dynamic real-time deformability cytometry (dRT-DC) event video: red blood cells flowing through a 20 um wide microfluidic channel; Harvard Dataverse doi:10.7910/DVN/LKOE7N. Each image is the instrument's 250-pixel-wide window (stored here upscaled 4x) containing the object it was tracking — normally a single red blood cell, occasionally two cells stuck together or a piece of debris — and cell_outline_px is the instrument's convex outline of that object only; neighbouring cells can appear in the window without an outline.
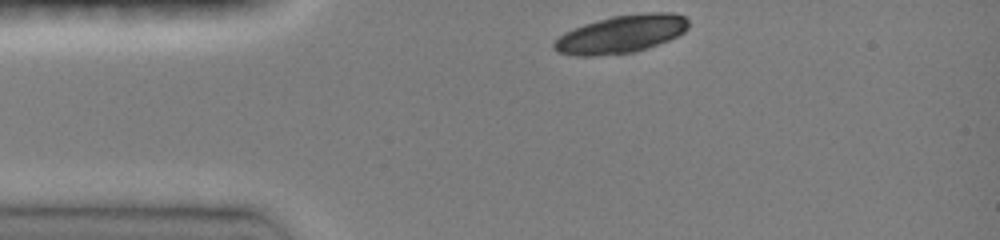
{"species": "common noctule bat (a hibernating species)", "species_latin": "Nyctalus noctula", "temperature_condition": "room temperature", "stored_images_in_passage": 32, "camera_frame_rate_fps": 3000, "um_per_image_px": 0.085, "animal": {"sex": "female", "body_mass_g": 19.0, "forearm_length_mm": 51.5}, "frame": {"image": 1, "passage_image": 1, "time_ms": 0.0, "image_size_px": [1000, 240], "cell_outline_px": [[688, 28], [684, 32], [668, 40], [648, 48], [636, 52], [596, 56], [576, 56], [560, 52], [552, 48], [552, 44], [564, 32], [572, 28], [584, 24], [612, 16], [648, 12], [672, 12], [684, 16], [688, 20]], "centroid_in_image_um": [52.8, 2.9], "position_along_channel_um": 32.2, "area_um2": 29.77}}